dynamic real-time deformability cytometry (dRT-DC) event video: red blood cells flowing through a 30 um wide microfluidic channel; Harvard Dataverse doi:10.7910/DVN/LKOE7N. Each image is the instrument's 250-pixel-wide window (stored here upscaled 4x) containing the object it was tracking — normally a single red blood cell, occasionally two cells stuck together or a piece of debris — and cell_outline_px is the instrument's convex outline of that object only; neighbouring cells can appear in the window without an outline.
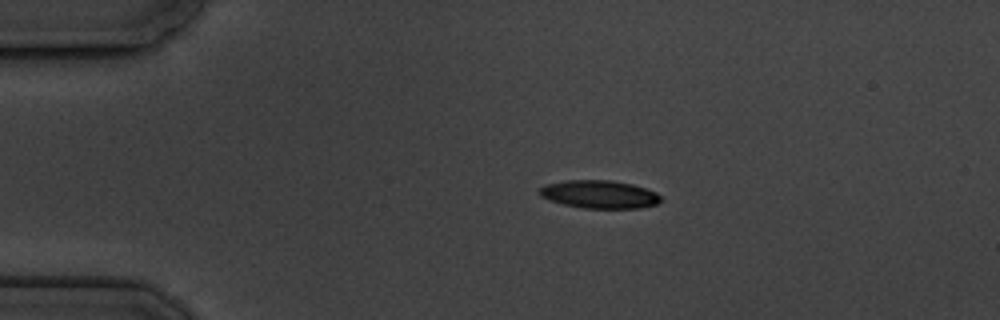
{"species": "common noctule bat (a hibernating species)", "species_latin": "Nyctalus noctula", "temperature_condition": "cold", "stored_images_in_passage": 8, "camera_frame_rate_fps": 3000, "um_per_image_px": 0.085, "animal": {"sex": "male", "body_mass_g": 19.5, "forearm_length_mm": 54.6}, "frame": {"image": 1, "passage_image": 1, "time_ms": 0.0, "image_size_px": [1000, 320], "cell_outline_px": [[664, 200], [656, 204], [640, 208], [584, 208], [564, 204], [540, 196], [540, 188], [544, 184], [568, 180], [612, 180], [632, 184], [656, 192]], "centroid_in_image_um": [50.98, 16.51], "position_along_channel_um": 34.0, "area_um2": 19.71}}
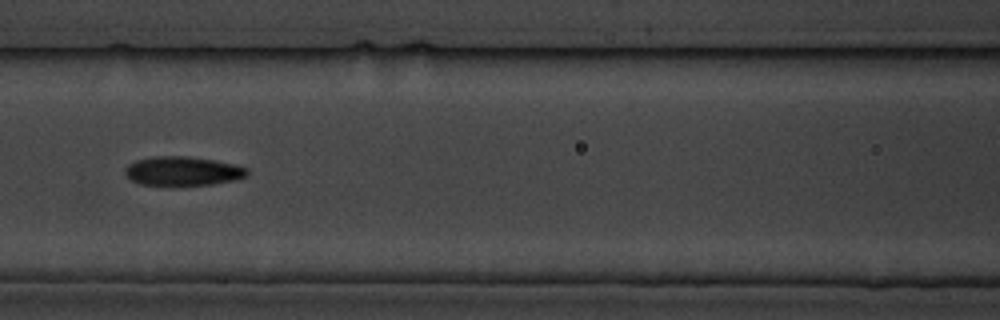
{"frame": {"image": 2, "passage_image": 5, "time_ms": 4.667, "image_size_px": [1000, 320], "cell_outline_px": [[248, 172], [244, 176], [236, 180], [212, 184], [140, 184], [132, 180], [124, 172], [124, 168], [128, 164], [136, 160], [156, 156], [188, 156], [236, 164], [248, 168]], "centroid_in_image_um": [15.54, 14.52], "position_along_channel_um": 151.1, "area_um2": 20.35}}
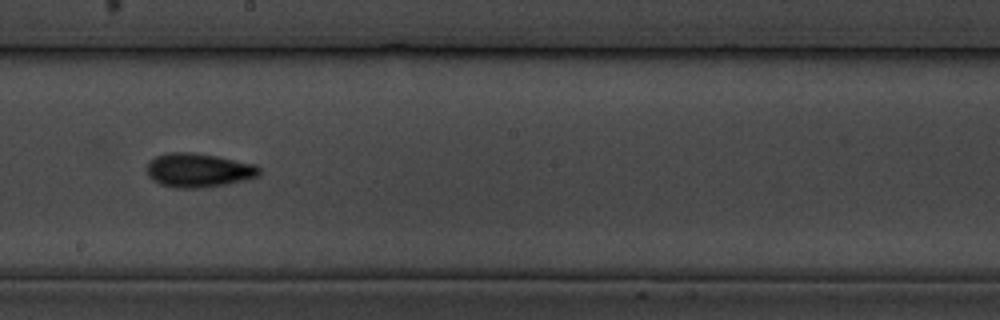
{"frame": {"image": 3, "passage_image": 7, "time_ms": 7.0, "image_size_px": [1000, 320], "cell_outline_px": [[260, 176], [244, 180], [224, 184], [200, 188], [172, 188], [160, 184], [152, 180], [148, 176], [144, 168], [148, 160], [156, 156], [168, 152], [192, 152], [216, 156], [256, 164], [260, 168]], "centroid_in_image_um": [16.81, 14.46], "position_along_channel_um": 231.4, "area_um2": 22.6}}